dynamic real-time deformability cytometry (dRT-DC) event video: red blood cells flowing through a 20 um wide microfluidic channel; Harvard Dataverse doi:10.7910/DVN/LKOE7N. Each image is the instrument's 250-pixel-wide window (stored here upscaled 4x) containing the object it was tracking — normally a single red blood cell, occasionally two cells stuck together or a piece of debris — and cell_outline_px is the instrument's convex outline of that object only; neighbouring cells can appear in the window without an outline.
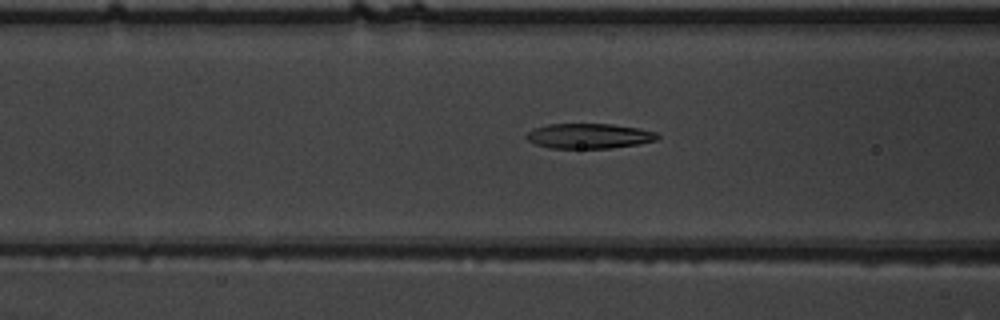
{"species": "common noctule bat (a hibernating species)", "species_latin": "Nyctalus noctula", "temperature_condition": "warm", "stored_images_in_passage": 45, "camera_frame_rate_fps": 3000, "um_per_image_px": 0.085, "animal": {"sex": "male", "body_mass_g": 19.5, "forearm_length_mm": 54.6}, "frame": {"image": 1, "passage_image": 23, "time_ms": 7.333, "image_size_px": [1000, 320], "cell_outline_px": [[660, 136], [656, 140], [640, 144], [612, 148], [548, 148], [536, 144], [528, 140], [524, 136], [532, 128], [548, 124], [612, 124], [640, 128], [656, 132]], "centroid_in_image_um": [50.07, 11.56], "position_along_channel_um": 116.5, "area_um2": 19.31}}
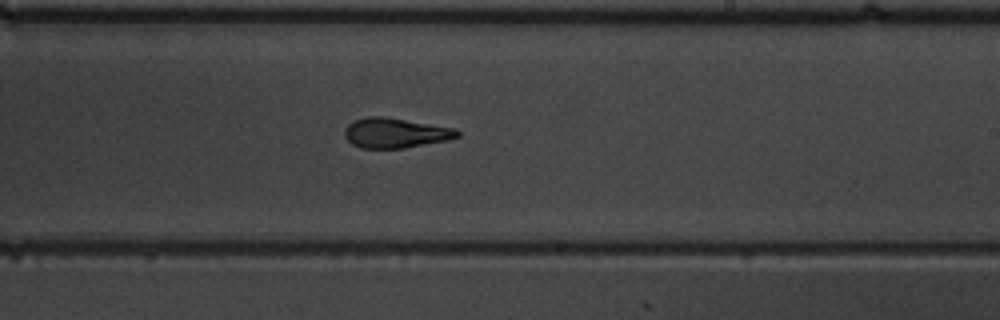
{"frame": {"image": 2, "passage_image": 34, "time_ms": 11.0, "image_size_px": [1000, 320], "cell_outline_px": [[460, 136], [448, 140], [404, 148], [360, 148], [352, 144], [344, 136], [344, 128], [352, 120], [368, 116], [384, 116], [456, 128], [460, 132]], "centroid_in_image_um": [33.59, 11.29], "position_along_channel_um": 255.4, "area_um2": 19.88}}
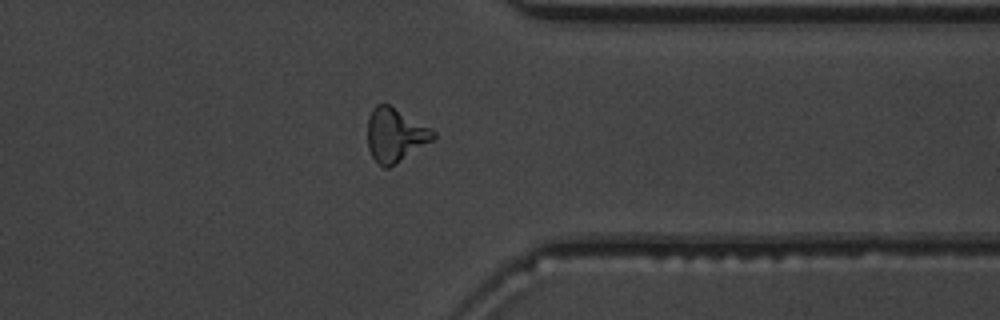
{"frame": {"image": 3, "passage_image": 44, "time_ms": 14.333, "image_size_px": [1000, 320], "cell_outline_px": [[436, 136], [432, 140], [396, 164], [388, 168], [384, 168], [372, 156], [368, 148], [368, 116], [372, 108], [376, 104], [388, 104], [432, 128], [436, 132]], "centroid_in_image_um": [33.59, 11.46], "position_along_channel_um": 377.8, "area_um2": 20.46}}